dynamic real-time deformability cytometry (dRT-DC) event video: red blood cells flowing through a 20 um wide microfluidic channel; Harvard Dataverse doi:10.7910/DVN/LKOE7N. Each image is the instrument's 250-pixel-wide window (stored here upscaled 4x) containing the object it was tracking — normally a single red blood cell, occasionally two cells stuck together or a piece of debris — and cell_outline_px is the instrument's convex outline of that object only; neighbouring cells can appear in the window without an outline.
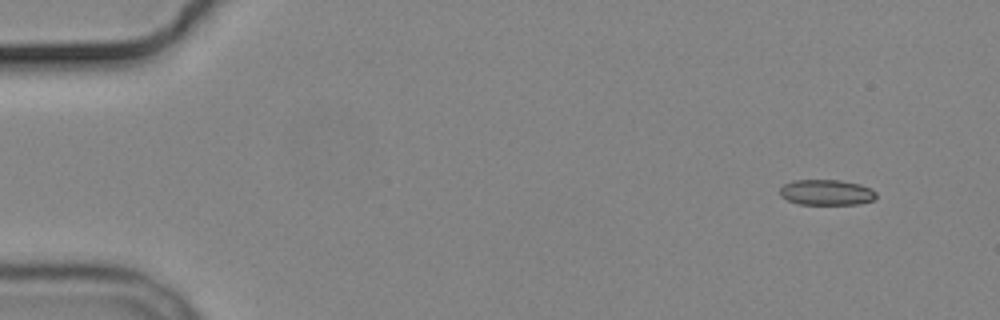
{"species": "common noctule bat (a hibernating species)", "species_latin": "Nyctalus noctula", "temperature_condition": "cold", "stored_images_in_passage": 5, "camera_frame_rate_fps": 3000, "um_per_image_px": 0.085, "animal": {"sex": "male", "body_mass_g": 19.2, "forearm_length_mm": 51.8}, "frame": {"image": 1, "passage_image": 1, "time_ms": 0.0, "image_size_px": [1000, 320], "cell_outline_px": [[876, 196], [872, 200], [860, 204], [800, 204], [788, 200], [780, 196], [780, 188], [784, 184], [792, 180], [840, 180], [860, 184], [872, 188], [876, 192]], "centroid_in_image_um": [70.25, 16.34], "position_along_channel_um": 14.7, "area_um2": 14.39}}
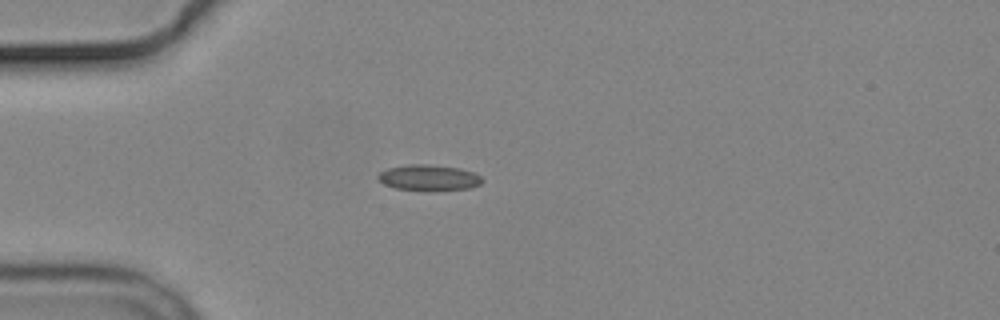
{"frame": {"image": 2, "passage_image": 4, "time_ms": 3.667, "image_size_px": [1000, 320], "cell_outline_px": [[484, 180], [480, 184], [468, 188], [396, 188], [384, 184], [376, 176], [380, 172], [388, 168], [408, 164], [428, 164], [460, 168], [472, 172], [480, 176]], "centroid_in_image_um": [36.43, 15.05], "position_along_channel_um": 48.6, "area_um2": 14.85}}